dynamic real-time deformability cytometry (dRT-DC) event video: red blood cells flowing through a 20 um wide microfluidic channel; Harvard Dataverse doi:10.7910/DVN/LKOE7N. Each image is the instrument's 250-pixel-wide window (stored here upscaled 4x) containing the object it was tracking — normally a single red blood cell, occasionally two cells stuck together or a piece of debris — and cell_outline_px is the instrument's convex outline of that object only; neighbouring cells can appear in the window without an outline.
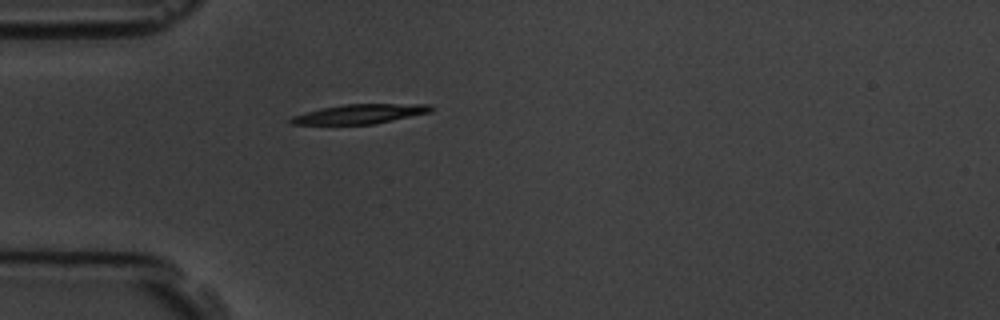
{"species": "common noctule bat (a hibernating species)", "species_latin": "Nyctalus noctula", "temperature_condition": "room temperature", "stored_images_in_passage": 1, "camera_frame_rate_fps": 3000, "um_per_image_px": 0.085, "animal": {"sex": "male", "body_mass_g": 19.5, "forearm_length_mm": 54.6}, "frame": {"image": 1, "passage_image": 1, "time_ms": 0.0, "image_size_px": [1000, 320], "cell_outline_px": [[432, 112], [376, 124], [292, 124], [288, 120], [292, 116], [304, 112], [320, 108], [344, 104], [432, 104]], "centroid_in_image_um": [30.61, 9.68], "position_along_channel_um": 54.4, "area_um2": 16.01}}